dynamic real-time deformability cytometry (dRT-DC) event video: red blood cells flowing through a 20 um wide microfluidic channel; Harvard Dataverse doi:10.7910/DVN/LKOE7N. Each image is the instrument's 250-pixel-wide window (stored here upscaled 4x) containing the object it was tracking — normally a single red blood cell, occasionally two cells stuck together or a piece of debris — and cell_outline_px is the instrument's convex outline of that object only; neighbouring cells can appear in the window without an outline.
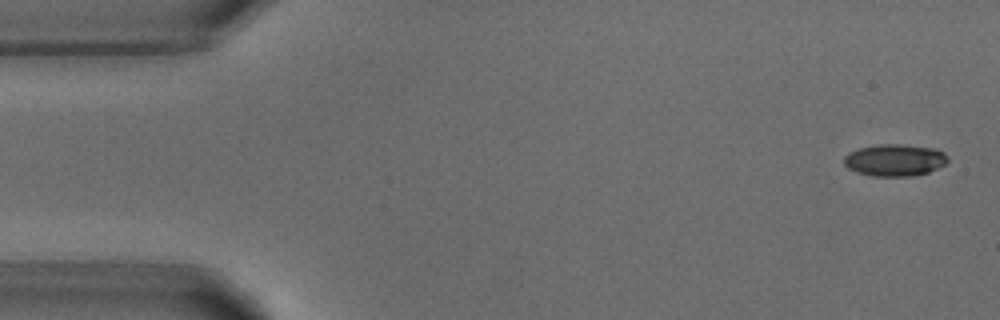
{"species": "common noctule bat (a hibernating species)", "species_latin": "Nyctalus noctula", "temperature_condition": "warm", "stored_images_in_passage": 5, "segment_of_instrument_passage": [2, 2], "camera_frame_rate_fps": 3000, "um_per_image_px": 0.085, "animal": {"sex": "male", "body_mass_g": 18.8}, "frame": {"image": 1, "passage_image": 5, "time_ms": 5.333, "image_size_px": [1000, 320], "cell_outline_px": [[948, 160], [944, 164], [928, 172], [912, 176], [872, 176], [856, 172], [848, 168], [844, 164], [844, 156], [848, 152], [860, 148], [880, 144], [900, 144], [936, 148], [944, 152], [948, 156]], "centroid_in_image_um": [76.05, 13.6], "position_along_channel_um": 9.0, "area_um2": 19.36}}